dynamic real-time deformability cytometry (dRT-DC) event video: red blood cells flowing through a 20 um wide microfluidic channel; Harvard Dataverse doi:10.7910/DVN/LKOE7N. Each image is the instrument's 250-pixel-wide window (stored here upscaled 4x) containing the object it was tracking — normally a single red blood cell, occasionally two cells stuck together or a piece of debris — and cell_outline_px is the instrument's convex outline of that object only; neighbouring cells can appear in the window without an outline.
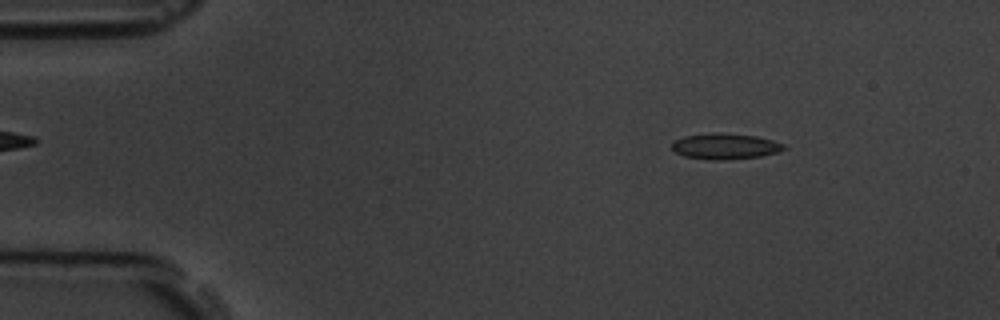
{"species": "common noctule bat (a hibernating species)", "species_latin": "Nyctalus noctula", "temperature_condition": "room temperature", "stored_images_in_passage": 5, "camera_frame_rate_fps": 3000, "um_per_image_px": 0.085, "animal": {"sex": "male", "body_mass_g": 19.5, "forearm_length_mm": 54.6}, "frame": {"image": 1, "passage_image": 2, "time_ms": 1.333, "image_size_px": [1000, 320], "cell_outline_px": [[788, 148], [780, 152], [760, 156], [728, 160], [708, 160], [684, 156], [676, 152], [672, 148], [672, 140], [684, 136], [712, 132], [720, 132], [756, 136], [772, 140], [784, 144]], "centroid_in_image_um": [61.64, 12.43], "position_along_channel_um": 23.4, "area_um2": 17.17}}